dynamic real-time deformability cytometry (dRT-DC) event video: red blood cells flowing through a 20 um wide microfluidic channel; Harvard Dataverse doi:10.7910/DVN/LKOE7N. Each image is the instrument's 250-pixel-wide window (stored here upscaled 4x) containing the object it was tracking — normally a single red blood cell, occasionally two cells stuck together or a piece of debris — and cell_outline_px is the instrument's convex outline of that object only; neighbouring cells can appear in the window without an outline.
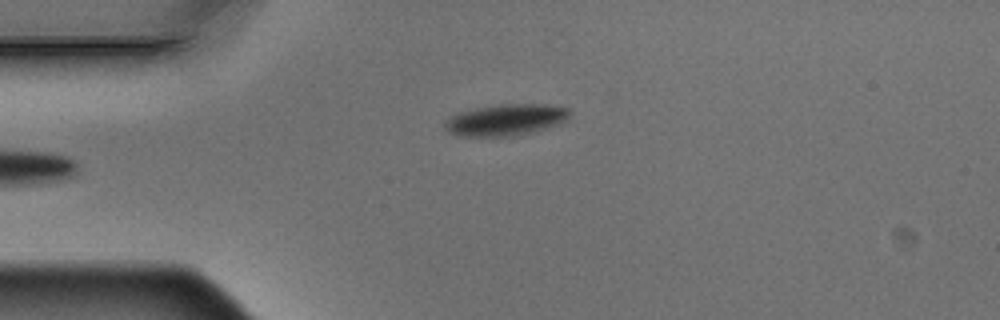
{"species": "Egyptian fruit bat (a non-hibernating species)", "species_latin": "Rousettus aegyptiacus", "temperature_condition": "warm", "stored_images_in_passage": 6, "camera_frame_rate_fps": 3000, "um_per_image_px": 0.085, "animal": {"sex": "male"}, "frame": {"image": 1, "passage_image": 6, "time_ms": 1.667, "image_size_px": [1000, 320], "cell_outline_px": [[568, 120], [560, 124], [536, 132], [512, 136], [460, 136], [444, 128], [444, 124], [452, 116], [460, 112], [476, 108], [500, 104], [544, 104], [568, 108]], "centroid_in_image_um": [43.04, 10.19], "position_along_channel_um": 42.0, "area_um2": 22.77}}